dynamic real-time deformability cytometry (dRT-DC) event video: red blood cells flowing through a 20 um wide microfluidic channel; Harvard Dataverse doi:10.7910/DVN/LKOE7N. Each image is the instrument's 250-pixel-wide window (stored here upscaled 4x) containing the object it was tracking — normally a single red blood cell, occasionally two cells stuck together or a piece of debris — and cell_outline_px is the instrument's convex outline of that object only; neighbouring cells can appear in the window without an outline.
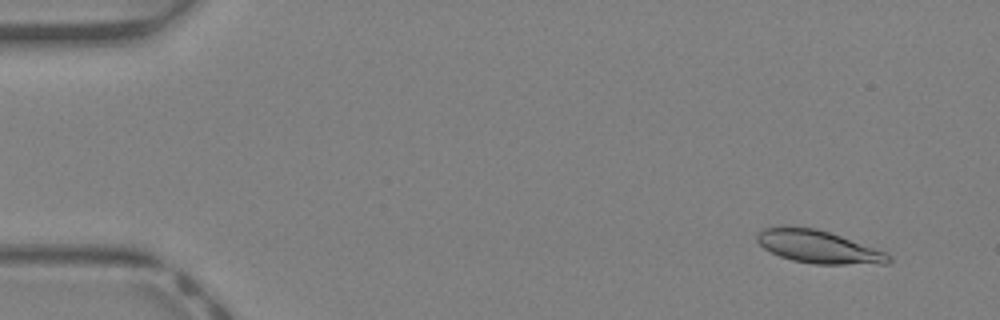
{"species": "Egyptian fruit bat (a non-hibernating species)", "species_latin": "Rousettus aegyptiacus", "temperature_condition": "warm", "stored_images_in_passage": 42, "camera_frame_rate_fps": 3000, "um_per_image_px": 0.085, "animal": {"sex": "female"}, "frame": {"image": 1, "passage_image": 4, "time_ms": 1.0, "image_size_px": [1000, 320], "cell_outline_px": [[892, 260], [888, 264], [816, 264], [792, 260], [780, 256], [764, 248], [756, 240], [756, 232], [764, 228], [816, 228], [888, 252], [892, 256]], "centroid_in_image_um": [69.63, 21.01], "position_along_channel_um": 15.4, "area_um2": 24.8}}
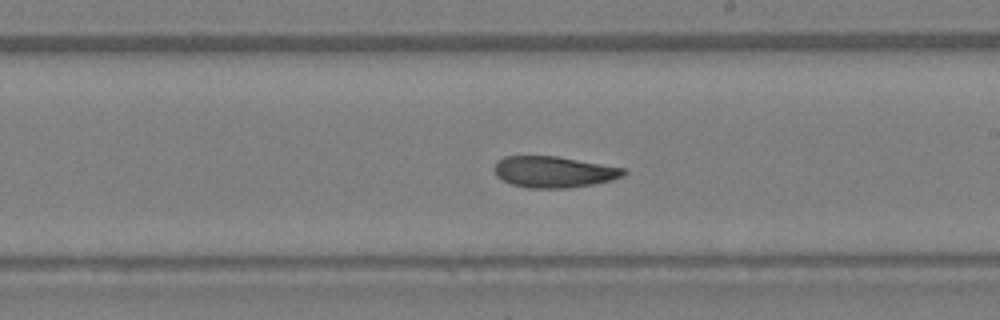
{"frame": {"image": 2, "passage_image": 25, "time_ms": 8.0, "image_size_px": [1000, 320], "cell_outline_px": [[628, 172], [624, 176], [612, 180], [592, 184], [568, 188], [528, 188], [512, 184], [496, 176], [492, 168], [496, 160], [504, 156], [556, 156], [628, 168]], "centroid_in_image_um": [47.09, 14.6], "position_along_channel_um": 241.9, "area_um2": 23.87}}
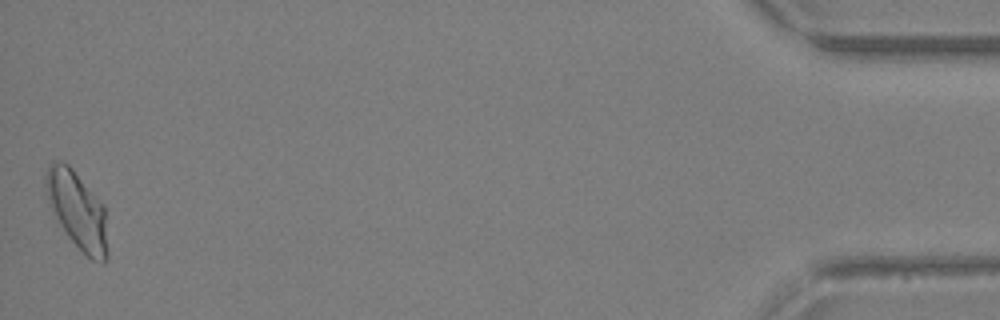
{"frame": {"image": 3, "passage_image": 42, "time_ms": 13.667, "image_size_px": [1000, 320], "cell_outline_px": [[108, 256], [104, 264], [92, 260], [68, 236], [60, 224], [44, 192], [44, 176], [48, 164], [56, 160], [64, 160], [72, 168], [104, 208], [108, 248]], "centroid_in_image_um": [6.54, 17.85], "position_along_channel_um": 428.7, "area_um2": 27.51}, "authors_computed_cell_mechanics": {"area_um2": 24.5072, "velocity_mm_per_s": 4.9543, "shape_relaxation_time_tau1_ms": 9.7664, "shape_relaxation_time_tau2_ms": 3.0699, "deformation_change_tau1": 0.2318, "deformation_change_tau2": 0.0966}}